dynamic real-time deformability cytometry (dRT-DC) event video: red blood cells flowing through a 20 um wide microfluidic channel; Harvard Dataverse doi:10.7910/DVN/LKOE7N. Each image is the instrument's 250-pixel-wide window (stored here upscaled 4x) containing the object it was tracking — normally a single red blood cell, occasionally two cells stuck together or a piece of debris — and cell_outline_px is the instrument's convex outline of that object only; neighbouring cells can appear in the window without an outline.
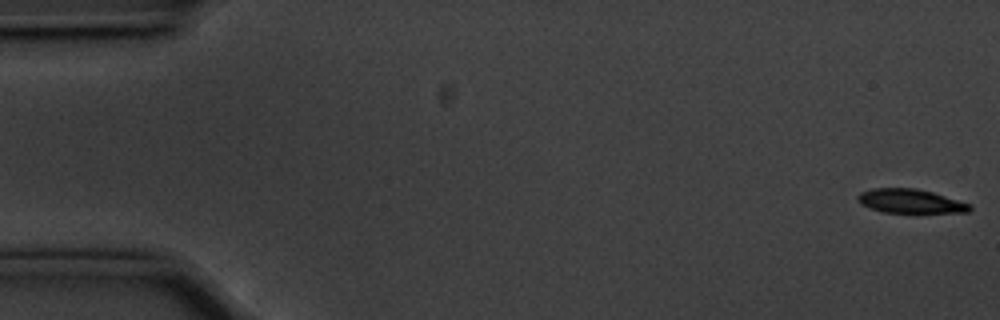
{"species": "common noctule bat (a hibernating species)", "species_latin": "Nyctalus noctula", "temperature_condition": "cold", "stored_images_in_passage": 57, "camera_frame_rate_fps": 3000, "um_per_image_px": 0.085, "animal": {"sex": "male", "body_mass_g": 20.1, "forearm_length_mm": 53.5}, "frame": {"image": 1, "passage_image": 1, "time_ms": 0.0, "image_size_px": [1000, 320], "cell_outline_px": [[972, 208], [968, 212], [916, 216], [884, 212], [868, 208], [860, 204], [856, 200], [856, 196], [860, 192], [872, 188], [916, 188], [932, 192], [972, 204]], "centroid_in_image_um": [77.41, 17.16], "position_along_channel_um": 7.6, "area_um2": 16.94}}
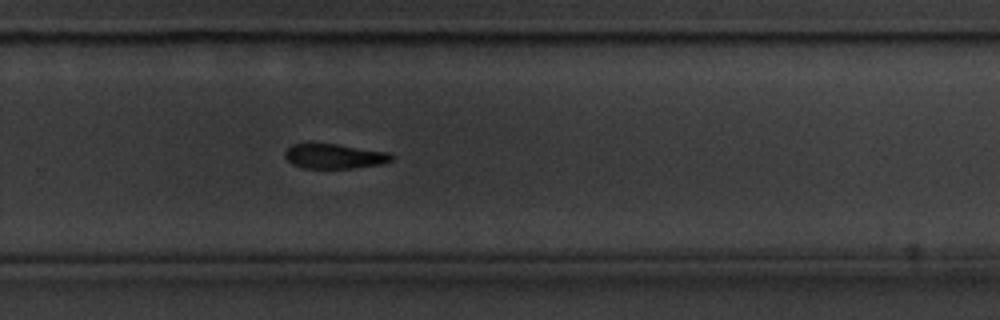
{"frame": {"image": 2, "passage_image": 37, "time_ms": 12.0, "image_size_px": [1000, 320], "cell_outline_px": [[396, 156], [392, 160], [384, 164], [352, 168], [304, 168], [292, 164], [284, 156], [284, 152], [292, 144], [336, 144], [388, 152]], "centroid_in_image_um": [28.46, 13.29], "position_along_channel_um": 301.3, "area_um2": 15.37}}
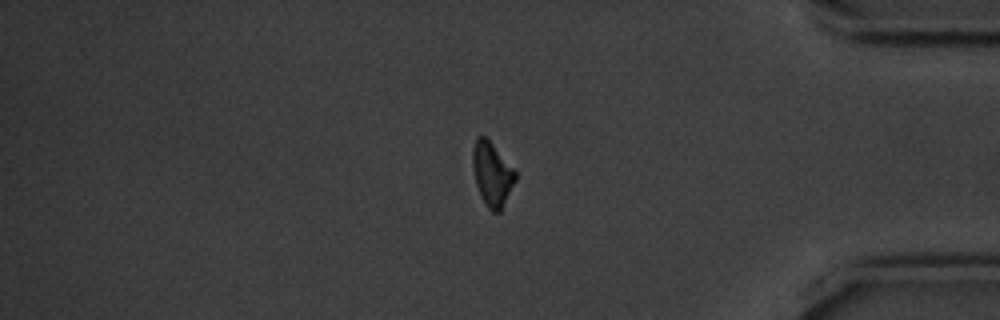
{"frame": {"image": 3, "passage_image": 47, "time_ms": 15.333, "image_size_px": [1000, 320], "cell_outline_px": [[516, 180], [500, 212], [492, 212], [484, 204], [480, 196], [476, 184], [472, 164], [472, 148], [476, 136], [484, 136], [492, 144], [516, 172]], "centroid_in_image_um": [41.8, 14.81], "position_along_channel_um": 393.4, "area_um2": 15.78}, "authors_computed_cell_mechanics": {"area_um2": 16.7042, "velocity_mm_per_s": 3.5573, "shape_relaxation_time_tau1_ms": 1.8533, "shape_relaxation_time_tau2_ms": null, "deformation_change_tau1": 0.1272, "deformation_change_tau2": null}}